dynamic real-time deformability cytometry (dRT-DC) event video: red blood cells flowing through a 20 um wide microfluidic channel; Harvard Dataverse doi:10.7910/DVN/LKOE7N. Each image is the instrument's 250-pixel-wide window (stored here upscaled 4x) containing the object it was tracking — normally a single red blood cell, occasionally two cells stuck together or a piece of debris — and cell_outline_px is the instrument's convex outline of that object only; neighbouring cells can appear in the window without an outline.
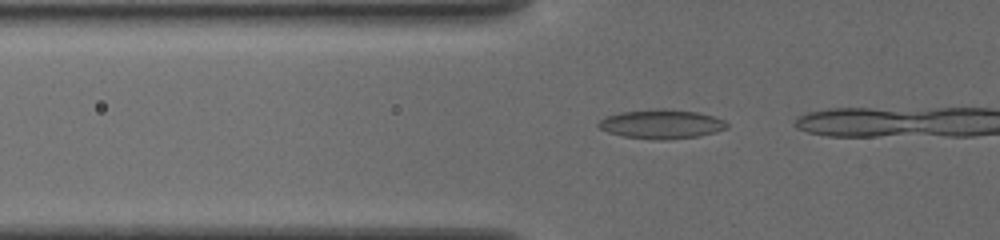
{"species": "common noctule bat (a hibernating species)", "species_latin": "Nyctalus noctula", "temperature_condition": "cold", "stored_images_in_passage": 10, "camera_frame_rate_fps": 3000, "um_per_image_px": 0.085, "animal": {"sex": "female", "body_mass_g": 19.5, "forearm_length_mm": 54.1}, "frame": {"image": 1, "passage_image": 7, "time_ms": 2.0, "image_size_px": [1000, 240], "cell_outline_px": [[728, 128], [716, 132], [696, 136], [664, 140], [652, 140], [624, 136], [608, 132], [600, 128], [596, 124], [600, 120], [608, 116], [624, 112], [696, 112], [712, 116], [724, 120], [728, 124]], "centroid_in_image_um": [56.24, 10.61], "position_along_channel_um": 69.6, "area_um2": 20.52}}